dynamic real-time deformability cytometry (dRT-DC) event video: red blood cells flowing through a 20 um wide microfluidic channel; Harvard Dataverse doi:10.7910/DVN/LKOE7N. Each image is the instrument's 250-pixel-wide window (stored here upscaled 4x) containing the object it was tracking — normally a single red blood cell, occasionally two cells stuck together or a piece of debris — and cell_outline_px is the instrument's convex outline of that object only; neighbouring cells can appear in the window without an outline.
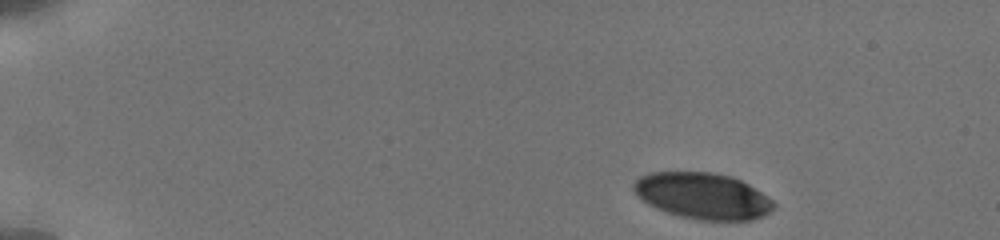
{"species": "human", "species_latin": "Homo sapiens", "temperature_condition": "cold", "stored_images_in_passage": 10, "camera_frame_rate_fps": 3000, "um_per_image_px": 0.085, "donor": {"sex": "male"}, "frame": {"image": 1, "passage_image": 1, "time_ms": 0.0, "image_size_px": [1000, 240], "cell_outline_px": [[776, 208], [764, 216], [752, 220], [700, 220], [680, 216], [656, 208], [648, 204], [632, 188], [632, 184], [640, 176], [648, 172], [712, 172], [732, 176], [748, 184], [768, 196], [776, 204]], "centroid_in_image_um": [59.77, 16.65], "position_along_channel_um": 25.2, "area_um2": 37.8}}
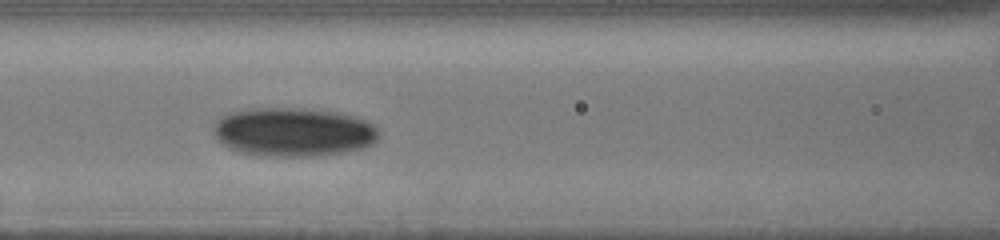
{"frame": {"image": 2, "passage_image": 9, "time_ms": 6.0, "image_size_px": [1000, 240], "cell_outline_px": [[380, 136], [372, 144], [364, 148], [344, 152], [320, 156], [260, 156], [240, 152], [228, 148], [212, 132], [212, 124], [216, 120], [228, 112], [248, 108], [300, 108], [340, 112], [356, 116], [372, 124], [380, 132]], "centroid_in_image_um": [24.93, 11.22], "position_along_channel_um": 141.7, "area_um2": 47.69}}
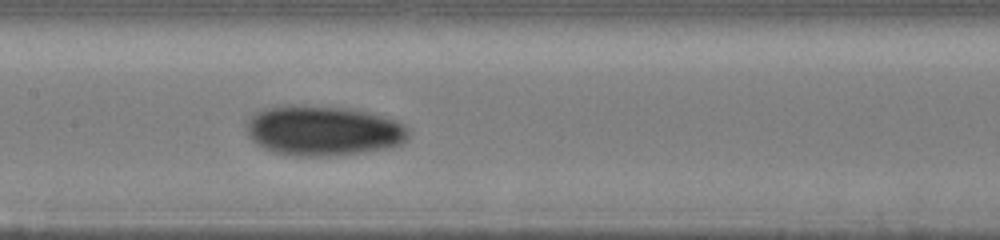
{"frame": {"image": 3, "passage_image": 10, "time_ms": 7.0, "image_size_px": [1000, 240], "cell_outline_px": [[408, 136], [400, 144], [388, 148], [364, 152], [328, 156], [296, 156], [272, 152], [256, 144], [248, 136], [248, 120], [256, 112], [264, 108], [352, 108], [384, 116], [396, 120], [404, 124], [408, 128]], "centroid_in_image_um": [27.52, 11.15], "position_along_channel_um": 179.9, "area_um2": 46.24}}